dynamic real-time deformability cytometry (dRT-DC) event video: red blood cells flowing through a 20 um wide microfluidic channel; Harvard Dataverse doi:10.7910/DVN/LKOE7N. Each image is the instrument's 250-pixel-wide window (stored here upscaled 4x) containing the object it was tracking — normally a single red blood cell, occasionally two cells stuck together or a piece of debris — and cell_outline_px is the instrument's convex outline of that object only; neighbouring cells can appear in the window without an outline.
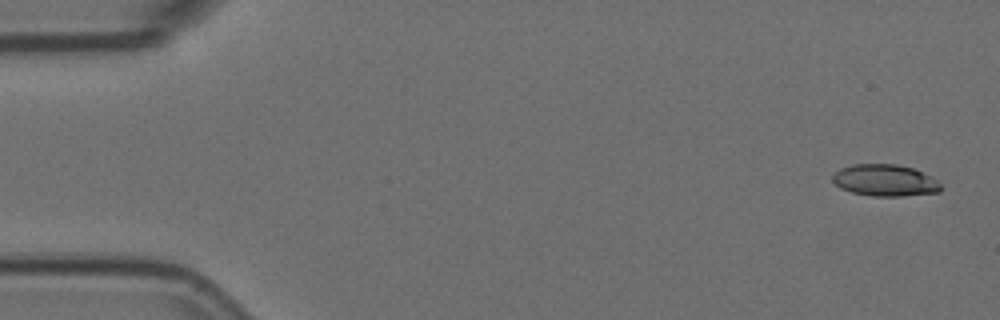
{"species": "Egyptian fruit bat (a non-hibernating species)", "species_latin": "Rousettus aegyptiacus", "temperature_condition": "room temperature", "stored_images_in_passage": 5, "camera_frame_rate_fps": 3000, "um_per_image_px": 0.085, "animal": {"sex": "female"}, "frame": {"image": 1, "passage_image": 1, "time_ms": 0.0, "image_size_px": [1000, 320], "cell_outline_px": [[944, 188], [940, 192], [900, 196], [872, 196], [852, 192], [840, 188], [832, 180], [832, 176], [840, 168], [852, 164], [896, 164], [912, 168], [932, 176]], "centroid_in_image_um": [75.24, 15.33], "position_along_channel_um": 9.8, "area_um2": 20.06}}
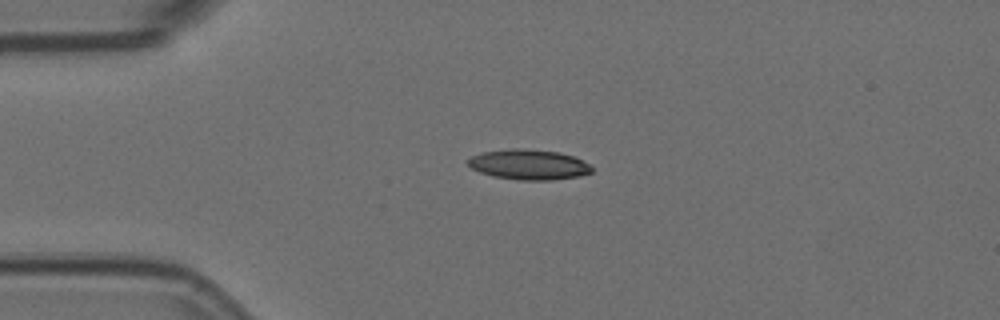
{"frame": {"image": 2, "passage_image": 4, "time_ms": 1.0, "image_size_px": [1000, 320], "cell_outline_px": [[592, 172], [580, 176], [548, 180], [520, 180], [492, 176], [480, 172], [472, 168], [468, 164], [468, 160], [472, 156], [484, 152], [512, 148], [520, 148], [560, 152], [572, 156], [588, 164], [592, 168]], "centroid_in_image_um": [44.94, 13.99], "position_along_channel_um": 40.1, "area_um2": 21.56}}